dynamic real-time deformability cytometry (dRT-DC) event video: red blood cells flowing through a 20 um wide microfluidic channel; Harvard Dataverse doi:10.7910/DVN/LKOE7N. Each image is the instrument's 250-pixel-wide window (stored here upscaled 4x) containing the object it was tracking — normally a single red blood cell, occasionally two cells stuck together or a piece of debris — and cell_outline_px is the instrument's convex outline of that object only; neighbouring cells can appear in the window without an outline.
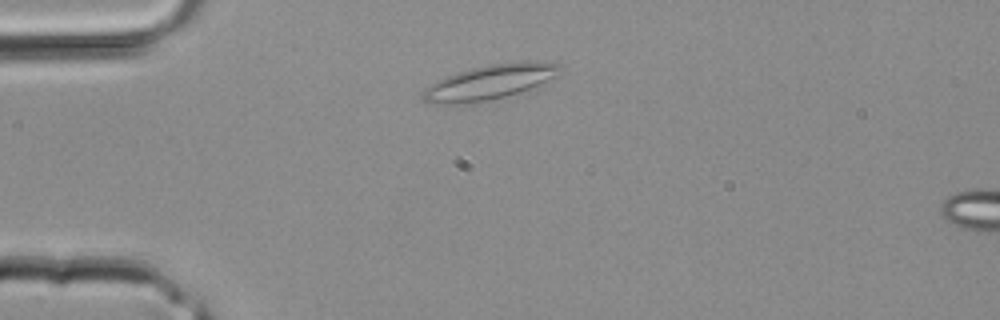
{"species": "common noctule bat (a hibernating species)", "species_latin": "Nyctalus noctula", "temperature_condition": "room temperature", "stored_images_in_passage": 2, "camera_frame_rate_fps": 3000, "um_per_image_px": 0.085, "animal": {"sex": "male", "body_mass_g": 20.4}, "frame": {"image": 1, "passage_image": 2, "time_ms": 0.333, "image_size_px": [1000, 320], "cell_outline_px": [[564, 72], [560, 76], [540, 88], [504, 96], [484, 100], [456, 104], [428, 104], [424, 100], [424, 88], [436, 80], [444, 76], [472, 68], [492, 64], [528, 60], [560, 64], [564, 68]], "centroid_in_image_um": [41.77, 6.96], "position_along_channel_um": 43.2, "area_um2": 28.44}}